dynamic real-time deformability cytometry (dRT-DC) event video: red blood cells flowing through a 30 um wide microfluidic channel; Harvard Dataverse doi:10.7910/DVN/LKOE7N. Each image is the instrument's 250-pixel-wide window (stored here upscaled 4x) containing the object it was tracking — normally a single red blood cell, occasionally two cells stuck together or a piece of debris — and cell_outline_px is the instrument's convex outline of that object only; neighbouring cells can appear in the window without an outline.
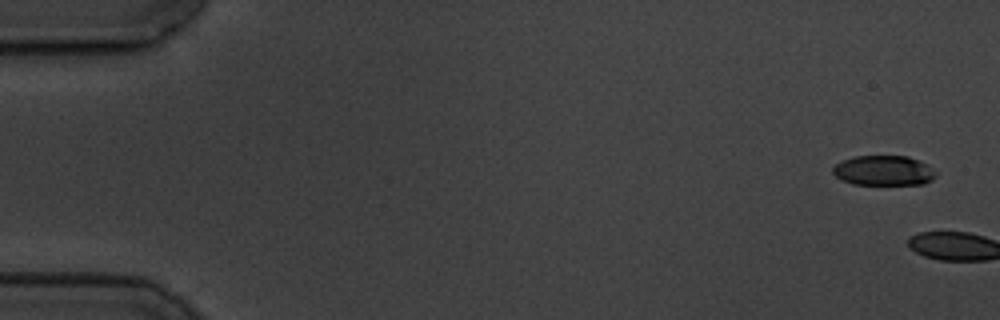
{"species": "common noctule bat (a hibernating species)", "species_latin": "Nyctalus noctula", "temperature_condition": "cold", "stored_images_in_passage": 5, "camera_frame_rate_fps": 3000, "um_per_image_px": 0.085, "animal": {"sex": "male", "body_mass_g": 19.5, "forearm_length_mm": 54.6}, "frame": {"image": 1, "passage_image": 1, "time_ms": 0.0, "image_size_px": [1000, 320], "cell_outline_px": [[936, 176], [932, 180], [924, 184], [852, 184], [840, 180], [832, 172], [832, 168], [836, 164], [844, 160], [856, 156], [908, 156], [920, 160], [936, 172]], "centroid_in_image_um": [75.11, 14.5], "position_along_channel_um": 9.9, "area_um2": 17.98}}